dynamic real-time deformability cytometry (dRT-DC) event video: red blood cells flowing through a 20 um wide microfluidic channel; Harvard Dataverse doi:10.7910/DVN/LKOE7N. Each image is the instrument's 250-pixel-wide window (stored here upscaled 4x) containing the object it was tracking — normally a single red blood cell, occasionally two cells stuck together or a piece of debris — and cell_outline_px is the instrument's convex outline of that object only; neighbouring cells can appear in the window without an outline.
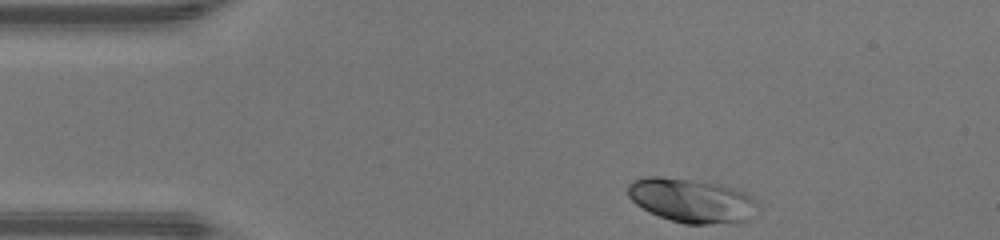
{"species": "human", "species_latin": "Homo sapiens", "temperature_condition": "warm", "stored_images_in_passage": 40, "camera_frame_rate_fps": 3000, "um_per_image_px": 0.085, "donor": {"sex": "male"}, "frame": {"image": 1, "passage_image": 1, "time_ms": 0.0, "image_size_px": [1000, 240], "cell_outline_px": [[756, 204], [752, 220], [708, 224], [684, 224], [660, 216], [636, 204], [628, 196], [628, 184], [632, 180], [644, 176], [660, 176], [720, 184], [744, 192], [752, 196]], "centroid_in_image_um": [58.77, 17.03], "position_along_channel_um": 26.2, "area_um2": 33.0}}
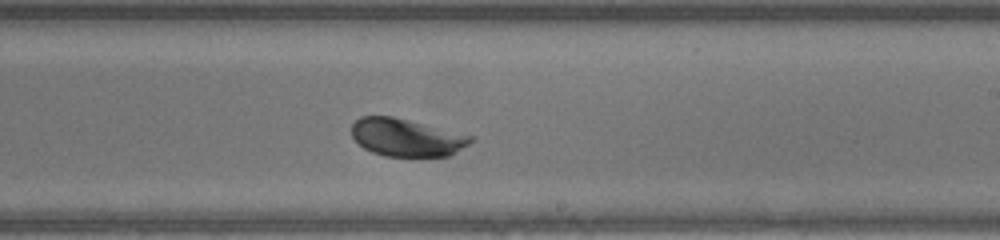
{"frame": {"image": 2, "passage_image": 21, "time_ms": 6.667, "image_size_px": [1000, 240], "cell_outline_px": [[476, 140], [448, 156], [384, 156], [372, 152], [364, 148], [352, 136], [352, 124], [360, 116], [392, 116], [476, 136]], "centroid_in_image_um": [34.59, 11.68], "position_along_channel_um": 254.4, "area_um2": 26.18}}
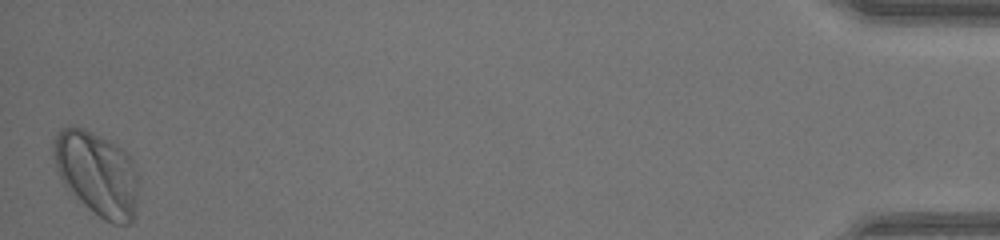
{"frame": {"image": 3, "passage_image": 40, "time_ms": 13.0, "image_size_px": [1000, 240], "cell_outline_px": [[136, 204], [132, 220], [128, 224], [112, 224], [104, 220], [88, 208], [60, 180], [52, 156], [52, 148], [56, 132], [60, 128], [84, 128], [116, 144], [128, 152], [136, 168]], "centroid_in_image_um": [8.23, 14.74], "position_along_channel_um": 427.0, "area_um2": 41.44}, "authors_computed_cell_mechanics": {"area_um2": 28.7844, "velocity_mm_per_s": 4.3484, "shape_relaxation_time_tau1_ms": 2.6434, "shape_relaxation_time_tau2_ms": null, "deformation_change_tau1": 0.1495, "deformation_change_tau2": null}}